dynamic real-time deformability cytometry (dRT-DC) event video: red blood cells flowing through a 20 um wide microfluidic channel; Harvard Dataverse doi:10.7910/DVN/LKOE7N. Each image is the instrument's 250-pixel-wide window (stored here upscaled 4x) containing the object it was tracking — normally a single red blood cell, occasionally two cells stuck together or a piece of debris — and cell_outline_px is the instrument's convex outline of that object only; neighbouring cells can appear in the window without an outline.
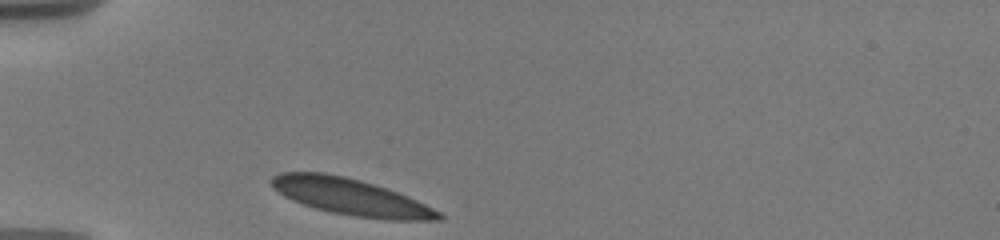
{"species": "human", "species_latin": "Homo sapiens", "temperature_condition": "warm", "stored_images_in_passage": 21, "camera_frame_rate_fps": 3000, "um_per_image_px": 0.085, "donor": {"sex": "male"}, "frame": {"image": 1, "passage_image": 1, "time_ms": 0.0, "image_size_px": [1000, 240], "cell_outline_px": [[444, 216], [440, 220], [388, 220], [356, 216], [332, 212], [316, 208], [292, 200], [284, 196], [268, 180], [272, 176], [280, 172], [324, 172], [344, 176], [360, 180], [408, 196], [440, 212]], "centroid_in_image_um": [29.8, 16.73], "position_along_channel_um": 55.2, "area_um2": 35.14}}
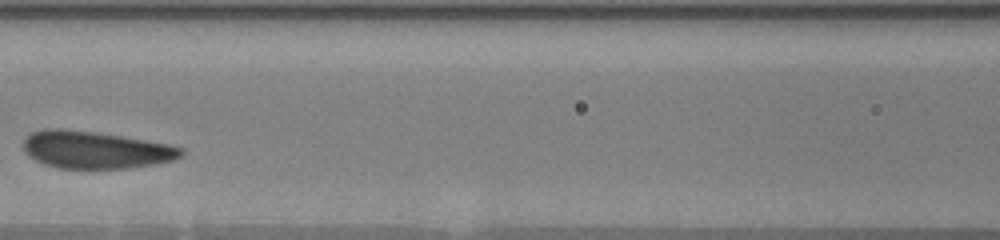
{"frame": {"image": 2, "passage_image": 6, "time_ms": 3.333, "image_size_px": [1000, 240], "cell_outline_px": [[184, 152], [176, 160], [156, 164], [128, 168], [60, 168], [44, 164], [28, 156], [24, 152], [24, 136], [32, 132], [44, 128], [60, 128], [92, 132], [120, 136], [168, 144], [184, 148]], "centroid_in_image_um": [8.1, 12.74], "position_along_channel_um": 158.5, "area_um2": 34.28}}
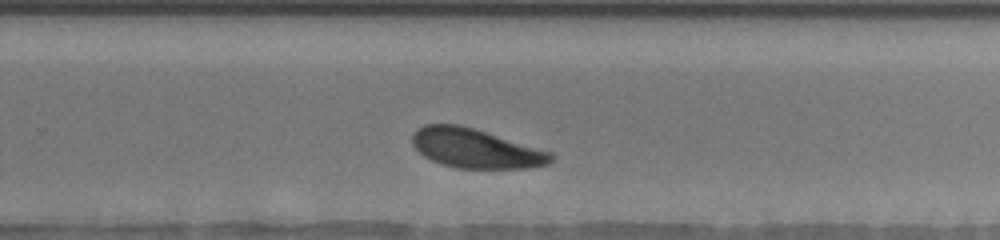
{"frame": {"image": 3, "passage_image": 15, "time_ms": 7.0, "image_size_px": [1000, 240], "cell_outline_px": [[556, 160], [552, 164], [528, 168], [456, 168], [432, 160], [424, 156], [412, 144], [412, 132], [416, 128], [424, 124], [456, 124], [472, 128], [552, 152], [556, 156]], "centroid_in_image_um": [40.46, 12.62], "position_along_channel_um": 289.3, "area_um2": 31.79}, "authors_computed_cell_mechanics": {"area_um2": 33.6974, "velocity_mm_per_s": 3.5763, "shape_relaxation_time_tau1_ms": 1.877, "shape_relaxation_time_tau2_ms": null, "deformation_change_tau1": 0.0969, "deformation_change_tau2": null}}